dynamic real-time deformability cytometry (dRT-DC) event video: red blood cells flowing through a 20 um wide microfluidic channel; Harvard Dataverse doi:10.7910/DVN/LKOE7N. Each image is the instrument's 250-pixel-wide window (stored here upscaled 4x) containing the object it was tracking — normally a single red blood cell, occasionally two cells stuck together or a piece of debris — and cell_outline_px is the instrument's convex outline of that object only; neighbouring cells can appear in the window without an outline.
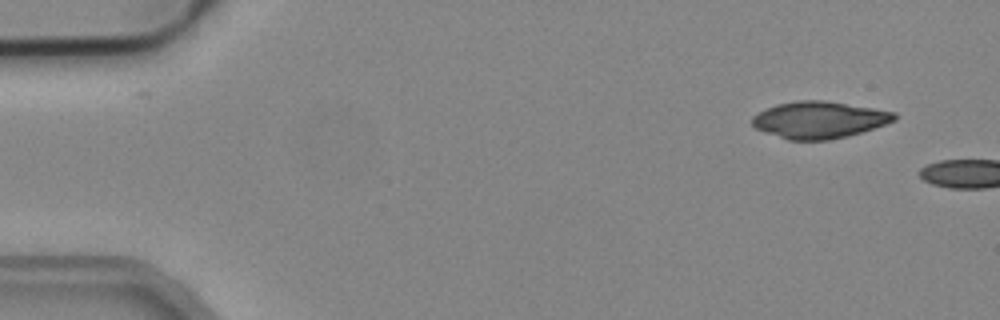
{"species": "common noctule bat (a hibernating species)", "species_latin": "Nyctalus noctula", "temperature_condition": "cold", "stored_images_in_passage": 3, "camera_frame_rate_fps": 3000, "um_per_image_px": 0.085, "animal": {"sex": "male", "body_mass_g": 19.2, "forearm_length_mm": 51.8}, "frame": {"image": 1, "passage_image": 1, "time_ms": 0.0, "image_size_px": [1000, 320], "cell_outline_px": [[896, 120], [848, 136], [828, 140], [788, 140], [764, 132], [756, 128], [752, 124], [752, 116], [764, 108], [776, 104], [796, 100], [824, 100], [896, 112]], "centroid_in_image_um": [69.58, 10.18], "position_along_channel_um": 15.4, "area_um2": 30.52}}